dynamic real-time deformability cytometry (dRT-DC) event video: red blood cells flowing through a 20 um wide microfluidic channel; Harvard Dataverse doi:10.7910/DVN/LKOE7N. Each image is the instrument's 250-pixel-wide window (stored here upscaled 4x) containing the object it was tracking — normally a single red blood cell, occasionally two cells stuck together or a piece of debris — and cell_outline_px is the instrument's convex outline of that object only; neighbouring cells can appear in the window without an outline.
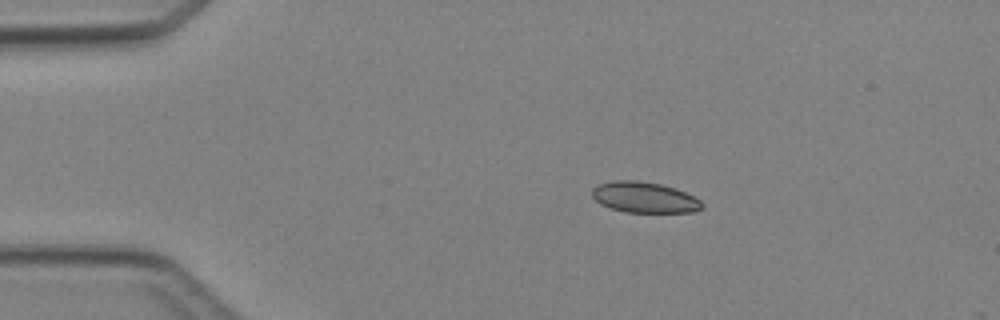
{"species": "Egyptian fruit bat (a non-hibernating species)", "species_latin": "Rousettus aegyptiacus", "temperature_condition": "cold", "stored_images_in_passage": 3, "camera_frame_rate_fps": 3000, "um_per_image_px": 0.085, "animal": {"sex": "female"}, "frame": {"image": 1, "passage_image": 1, "time_ms": 0.0, "image_size_px": [1000, 320], "cell_outline_px": [[704, 208], [692, 212], [624, 212], [600, 204], [592, 196], [592, 188], [600, 184], [612, 180], [636, 180], [660, 184], [676, 188], [700, 200], [704, 204]], "centroid_in_image_um": [54.78, 16.77], "position_along_channel_um": 30.2, "area_um2": 19.71}}
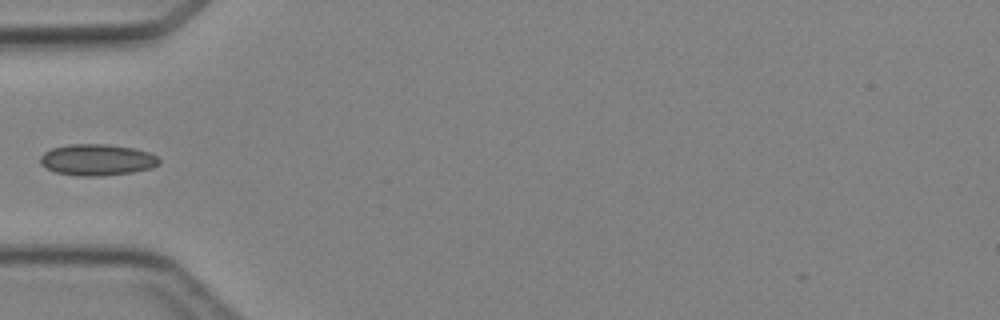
{"frame": {"image": 2, "passage_image": 3, "time_ms": 2.333, "image_size_px": [1000, 320], "cell_outline_px": [[160, 164], [152, 168], [132, 172], [100, 176], [76, 176], [56, 172], [40, 164], [40, 156], [44, 152], [52, 148], [68, 144], [108, 144], [132, 148], [148, 152], [156, 156], [160, 160]], "centroid_in_image_um": [8.24, 13.58], "position_along_channel_um": 76.8, "area_um2": 21.73}}